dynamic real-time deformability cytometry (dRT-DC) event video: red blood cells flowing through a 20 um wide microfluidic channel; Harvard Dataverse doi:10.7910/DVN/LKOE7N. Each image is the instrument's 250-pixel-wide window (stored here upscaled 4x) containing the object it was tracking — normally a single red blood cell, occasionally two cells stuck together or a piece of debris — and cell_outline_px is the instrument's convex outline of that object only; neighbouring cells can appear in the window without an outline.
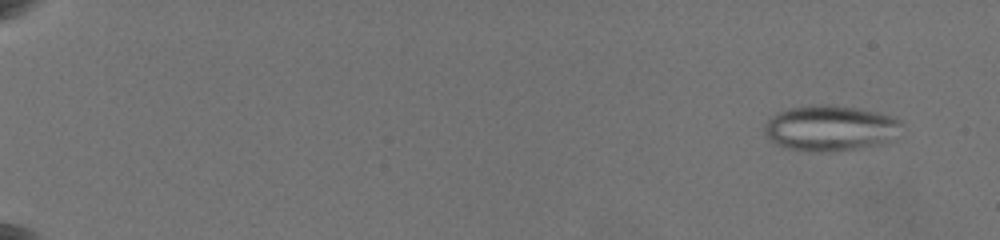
{"species": "common noctule bat (a hibernating species)", "species_latin": "Nyctalus noctula", "temperature_condition": "warm", "stored_images_in_passage": 86, "camera_frame_rate_fps": 3000, "um_per_image_px": 0.085, "animal": {"sex": "female", "body_mass_g": 19.5, "forearm_length_mm": 54.1}, "frame": {"image": 1, "passage_image": 7, "time_ms": 1.333, "image_size_px": [1000, 240], "cell_outline_px": [[900, 124], [896, 140], [880, 144], [860, 148], [820, 152], [816, 152], [784, 148], [768, 140], [764, 136], [764, 124], [776, 112], [788, 108], [808, 104], [832, 104], [880, 112], [892, 116], [900, 120]], "centroid_in_image_um": [70.54, 10.88], "position_along_channel_um": 14.5, "area_um2": 37.11}}
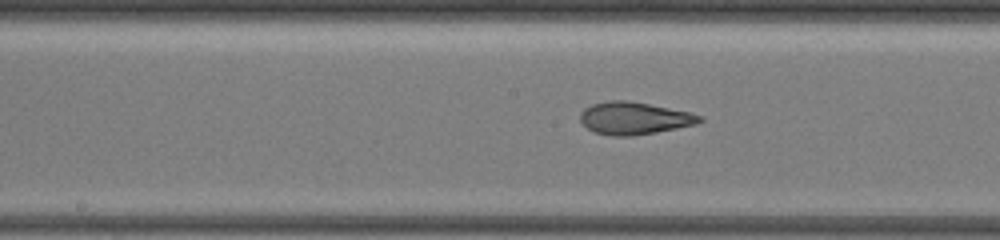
{"frame": {"image": 2, "passage_image": 66, "time_ms": 11.667, "image_size_px": [1000, 240], "cell_outline_px": [[704, 120], [696, 124], [656, 132], [632, 136], [612, 136], [592, 132], [580, 120], [580, 112], [584, 108], [592, 104], [612, 100], [628, 100], [688, 112], [704, 116]], "centroid_in_image_um": [53.89, 10.05], "position_along_channel_um": 194.3, "area_um2": 22.48}}
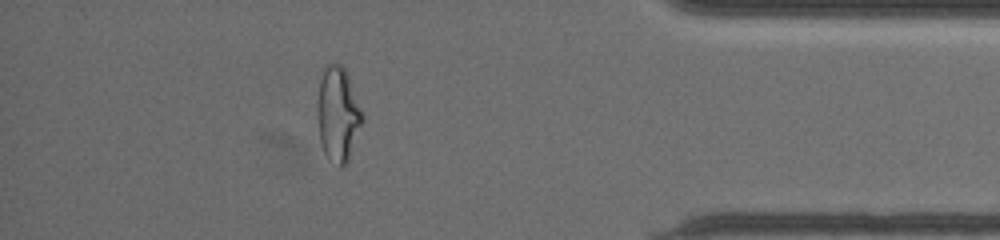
{"frame": {"image": 3, "passage_image": 82, "time_ms": 18.333, "image_size_px": [1000, 240], "cell_outline_px": [[364, 120], [348, 160], [340, 168], [328, 160], [324, 152], [320, 140], [320, 80], [324, 64], [340, 64], [344, 68], [348, 76], [364, 116]], "centroid_in_image_um": [28.77, 9.73], "position_along_channel_um": 406.4, "area_um2": 24.04}, "authors_computed_cell_mechanics": {"area_um2": 29.1312, "velocity_mm_per_s": 3.6066, "shape_relaxation_time_tau1_ms": null, "shape_relaxation_time_tau2_ms": 1.6821, "deformation_change_tau1": null, "deformation_change_tau2": 0.0912}}